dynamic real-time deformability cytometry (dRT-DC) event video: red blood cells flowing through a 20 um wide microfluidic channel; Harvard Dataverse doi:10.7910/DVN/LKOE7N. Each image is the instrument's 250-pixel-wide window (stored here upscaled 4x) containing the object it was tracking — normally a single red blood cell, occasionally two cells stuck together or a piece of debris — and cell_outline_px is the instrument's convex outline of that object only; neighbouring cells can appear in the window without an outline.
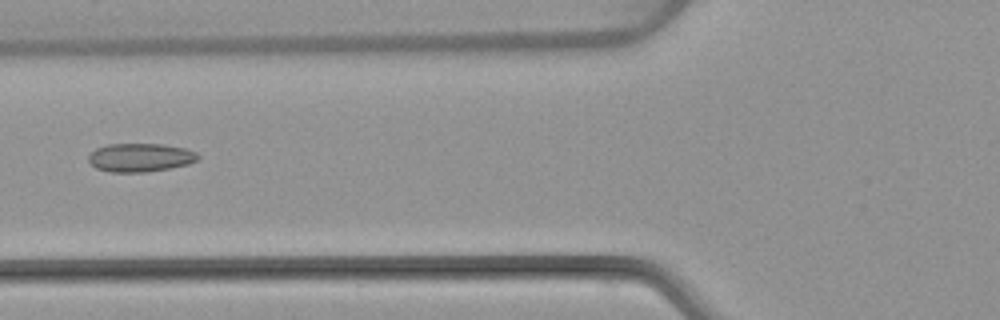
{"species": "common noctule bat (a hibernating species)", "species_latin": "Nyctalus noctula", "temperature_condition": "warm", "stored_images_in_passage": 2, "camera_frame_rate_fps": 3000, "um_per_image_px": 0.085, "animal": {"sex": "female", "body_mass_g": 22.7, "forearm_length_mm": 54.2}, "frame": {"image": 1, "passage_image": 2, "time_ms": 1.333, "image_size_px": [1000, 320], "cell_outline_px": [[200, 156], [196, 160], [188, 164], [148, 172], [112, 172], [96, 168], [88, 160], [88, 156], [96, 148], [108, 144], [164, 144], [184, 148], [196, 152]], "centroid_in_image_um": [11.92, 13.38], "position_along_channel_um": 113.9, "area_um2": 18.09}}